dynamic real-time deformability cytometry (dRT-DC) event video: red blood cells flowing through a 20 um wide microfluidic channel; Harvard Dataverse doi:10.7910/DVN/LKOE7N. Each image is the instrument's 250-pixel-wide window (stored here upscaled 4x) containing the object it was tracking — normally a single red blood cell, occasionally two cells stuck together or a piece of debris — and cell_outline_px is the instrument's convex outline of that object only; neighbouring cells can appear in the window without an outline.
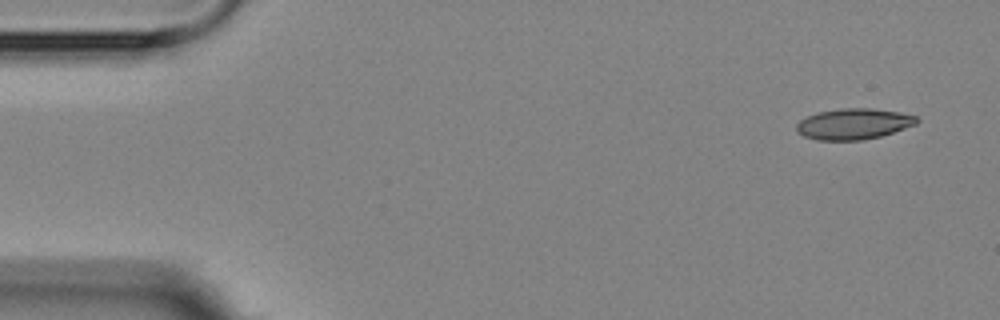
{"species": "Egyptian fruit bat (a non-hibernating species)", "species_latin": "Rousettus aegyptiacus", "temperature_condition": "room temperature", "stored_images_in_passage": 4, "camera_frame_rate_fps": 3000, "um_per_image_px": 0.085, "animal": {"sex": "female"}, "frame": {"image": 1, "passage_image": 1, "time_ms": 0.0, "image_size_px": [1000, 320], "cell_outline_px": [[920, 120], [916, 124], [880, 136], [864, 140], [816, 140], [804, 136], [796, 132], [796, 124], [800, 120], [808, 116], [820, 112], [840, 108], [872, 108], [900, 112], [916, 116]], "centroid_in_image_um": [72.55, 10.53], "position_along_channel_um": 12.5, "area_um2": 21.62}}